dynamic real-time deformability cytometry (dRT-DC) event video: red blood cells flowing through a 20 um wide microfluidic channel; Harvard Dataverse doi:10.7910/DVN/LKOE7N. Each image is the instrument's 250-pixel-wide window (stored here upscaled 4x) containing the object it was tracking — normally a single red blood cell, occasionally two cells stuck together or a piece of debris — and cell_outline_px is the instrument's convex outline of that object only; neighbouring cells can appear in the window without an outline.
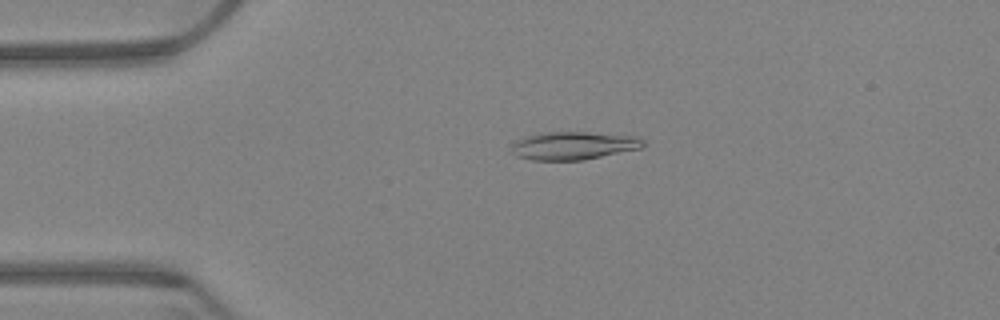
{"species": "Egyptian fruit bat (a non-hibernating species)", "species_latin": "Rousettus aegyptiacus", "temperature_condition": "warm", "stored_images_in_passage": 48, "camera_frame_rate_fps": 3000, "um_per_image_px": 0.085, "animal": {"sex": "female"}, "frame": {"image": 1, "passage_image": 1, "time_ms": 0.0, "image_size_px": [1000, 320], "cell_outline_px": [[644, 144], [640, 148], [584, 160], [532, 160], [516, 156], [512, 152], [512, 144], [524, 136], [544, 132], [588, 132], [636, 136], [644, 140]], "centroid_in_image_um": [48.73, 12.37], "position_along_channel_um": 36.3, "area_um2": 21.44}}
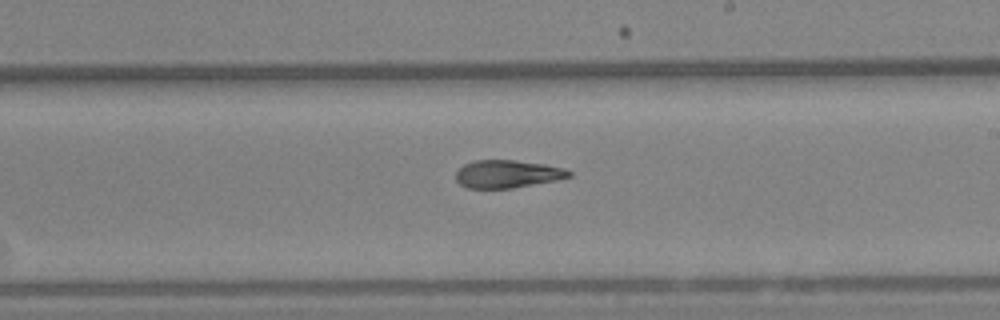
{"frame": {"image": 2, "passage_image": 23, "time_ms": 7.333, "image_size_px": [1000, 320], "cell_outline_px": [[572, 176], [556, 180], [512, 188], [468, 188], [460, 184], [456, 180], [456, 172], [464, 164], [472, 160], [512, 160], [544, 164], [560, 168], [572, 172]], "centroid_in_image_um": [43.09, 14.79], "position_along_channel_um": 245.9, "area_um2": 18.15}}
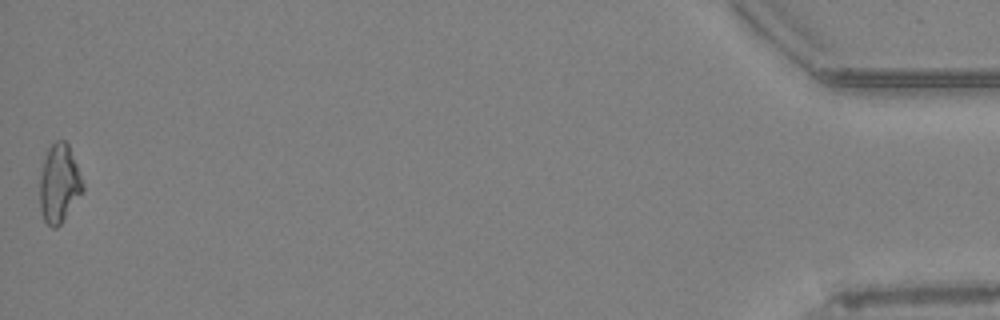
{"frame": {"image": 3, "passage_image": 48, "time_ms": 15.667, "image_size_px": [1000, 320], "cell_outline_px": [[84, 188], [60, 224], [56, 228], [52, 228], [44, 220], [40, 208], [40, 172], [48, 148], [56, 140], [64, 140], [68, 144], [84, 184]], "centroid_in_image_um": [5.01, 15.59], "position_along_channel_um": 430.2, "area_um2": 19.25}, "authors_computed_cell_mechanics": {"area_um2": 19.1029, "velocity_mm_per_s": 3.3722, "shape_relaxation_time_tau1_ms": 10.4138, "shape_relaxation_time_tau2_ms": 3.8273, "deformation_change_tau1": 0.2636, "deformation_change_tau2": 0.1051}}